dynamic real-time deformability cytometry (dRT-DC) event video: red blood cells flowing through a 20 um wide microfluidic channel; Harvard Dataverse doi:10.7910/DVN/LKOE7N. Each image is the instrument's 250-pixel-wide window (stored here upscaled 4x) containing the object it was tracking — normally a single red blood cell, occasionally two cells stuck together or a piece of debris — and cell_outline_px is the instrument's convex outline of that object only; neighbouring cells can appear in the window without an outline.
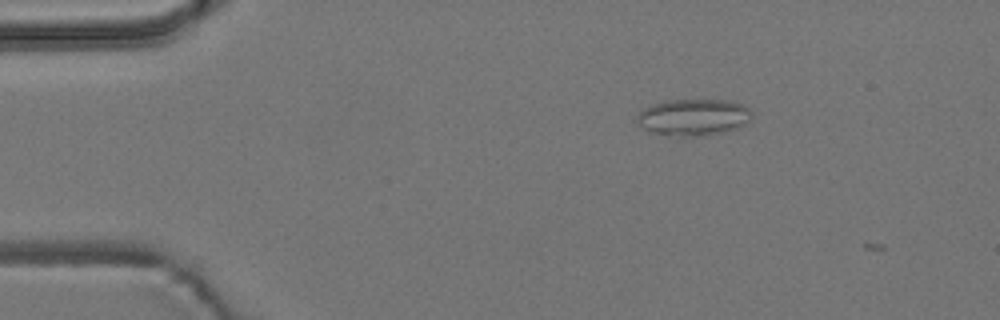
{"species": "common noctule bat (a hibernating species)", "species_latin": "Nyctalus noctula", "temperature_condition": "room temperature", "stored_images_in_passage": 2, "camera_frame_rate_fps": 3000, "um_per_image_px": 0.085, "animal": {"sex": "male", "body_mass_g": 19.2, "forearm_length_mm": 51.8}, "frame": {"image": 1, "passage_image": 1, "time_ms": 0.0, "image_size_px": [1000, 320], "cell_outline_px": [[752, 120], [748, 124], [724, 132], [700, 136], [680, 136], [648, 132], [636, 120], [636, 116], [644, 108], [652, 104], [668, 100], [732, 100], [744, 104], [752, 112]], "centroid_in_image_um": [58.99, 9.96], "position_along_channel_um": 26.0, "area_um2": 24.8}}